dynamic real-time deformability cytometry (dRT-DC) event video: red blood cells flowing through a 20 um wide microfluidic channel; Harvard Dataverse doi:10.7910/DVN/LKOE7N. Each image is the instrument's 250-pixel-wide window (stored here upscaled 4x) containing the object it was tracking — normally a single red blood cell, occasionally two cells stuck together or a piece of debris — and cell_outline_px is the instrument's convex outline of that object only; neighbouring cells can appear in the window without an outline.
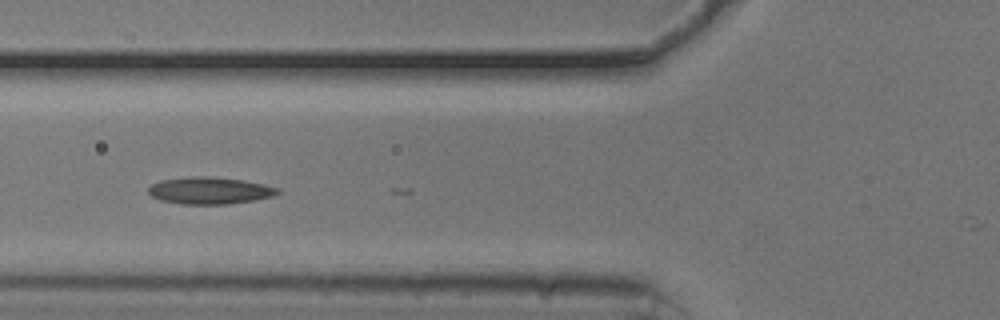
{"species": "common noctule bat (a hibernating species)", "species_latin": "Nyctalus noctula", "temperature_condition": "cold", "stored_images_in_passage": 11, "camera_frame_rate_fps": 3000, "um_per_image_px": 0.085, "animal": {"sex": "male", "body_mass_g": 20.5, "forearm_length_mm": 52.5}, "frame": {"image": 1, "passage_image": 2, "time_ms": 0.333, "image_size_px": [1000, 320], "cell_outline_px": [[280, 192], [272, 196], [256, 200], [228, 204], [180, 204], [160, 200], [152, 196], [148, 192], [148, 188], [152, 184], [160, 180], [196, 176], [204, 176], [240, 180], [264, 184], [280, 188]], "centroid_in_image_um": [17.82, 16.21], "position_along_channel_um": 108.0, "area_um2": 20.23}}
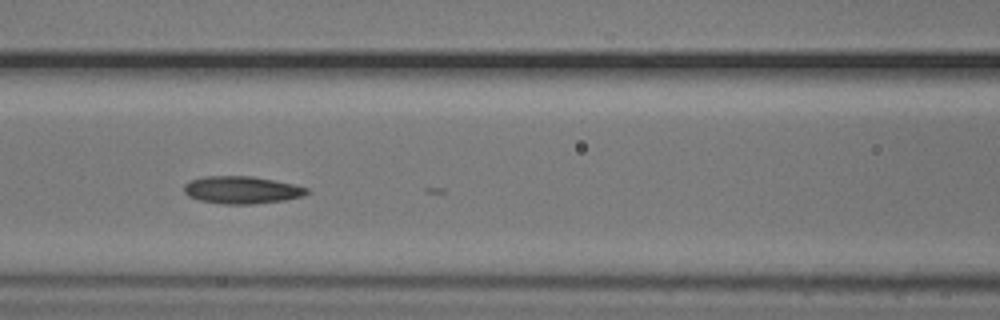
{"frame": {"image": 2, "passage_image": 5, "time_ms": 1.333, "image_size_px": [1000, 320], "cell_outline_px": [[308, 192], [304, 196], [284, 200], [252, 204], [224, 204], [200, 200], [188, 196], [184, 192], [184, 184], [192, 180], [204, 176], [252, 176], [292, 184], [308, 188]], "centroid_in_image_um": [20.53, 16.15], "position_along_channel_um": 146.1, "area_um2": 19.48}}
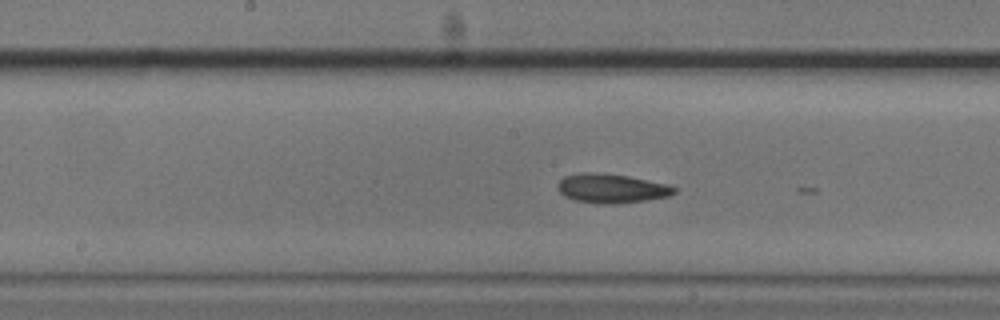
{"frame": {"image": 3, "passage_image": 9, "time_ms": 2.667, "image_size_px": [1000, 320], "cell_outline_px": [[680, 188], [676, 192], [668, 196], [644, 200], [616, 204], [604, 204], [576, 200], [564, 196], [556, 188], [556, 184], [564, 176], [584, 172], [592, 172], [628, 176], [668, 184]], "centroid_in_image_um": [51.98, 16.01], "position_along_channel_um": 196.2, "area_um2": 19.83}}